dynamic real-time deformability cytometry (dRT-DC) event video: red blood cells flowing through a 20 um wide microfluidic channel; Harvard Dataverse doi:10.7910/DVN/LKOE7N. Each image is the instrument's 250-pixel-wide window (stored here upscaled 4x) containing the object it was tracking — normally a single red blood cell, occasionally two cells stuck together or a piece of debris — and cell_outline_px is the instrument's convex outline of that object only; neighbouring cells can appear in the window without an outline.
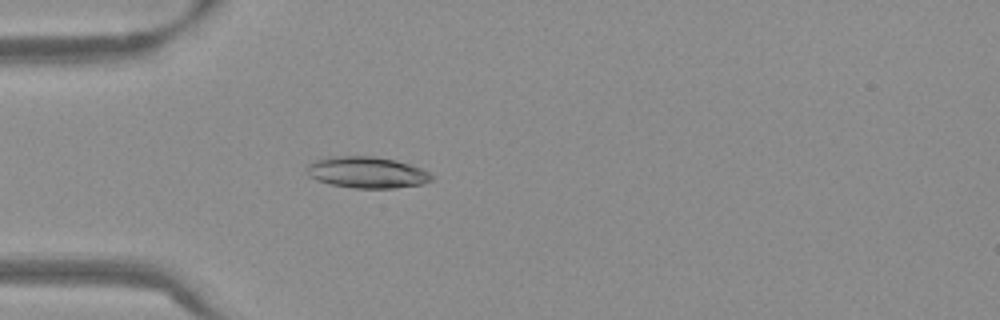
{"species": "Egyptian fruit bat (a non-hibernating species)", "species_latin": "Rousettus aegyptiacus", "temperature_condition": "warm", "stored_images_in_passage": 46, "camera_frame_rate_fps": 3000, "um_per_image_px": 0.085, "frame": {"image": 1, "passage_image": 9, "time_ms": 2.667, "image_size_px": [1000, 320], "cell_outline_px": [[432, 180], [420, 184], [396, 188], [352, 188], [332, 184], [316, 180], [308, 176], [308, 164], [316, 160], [332, 156], [372, 156], [396, 160], [420, 168], [428, 172], [432, 176]], "centroid_in_image_um": [31.17, 14.65], "position_along_channel_um": 53.8, "area_um2": 22.6}}
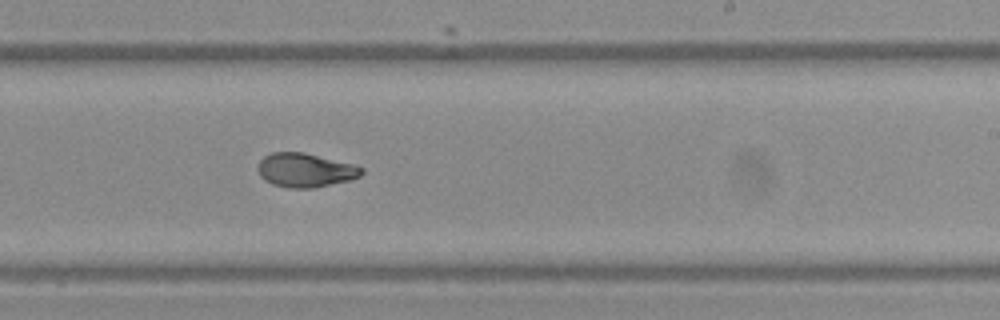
{"frame": {"image": 2, "passage_image": 26, "time_ms": 8.333, "image_size_px": [1000, 320], "cell_outline_px": [[364, 172], [360, 176], [352, 180], [312, 188], [288, 188], [272, 184], [264, 180], [260, 176], [256, 168], [260, 160], [264, 156], [272, 152], [304, 152], [356, 164], [364, 168]], "centroid_in_image_um": [25.97, 14.46], "position_along_channel_um": 263.0, "area_um2": 20.92}}
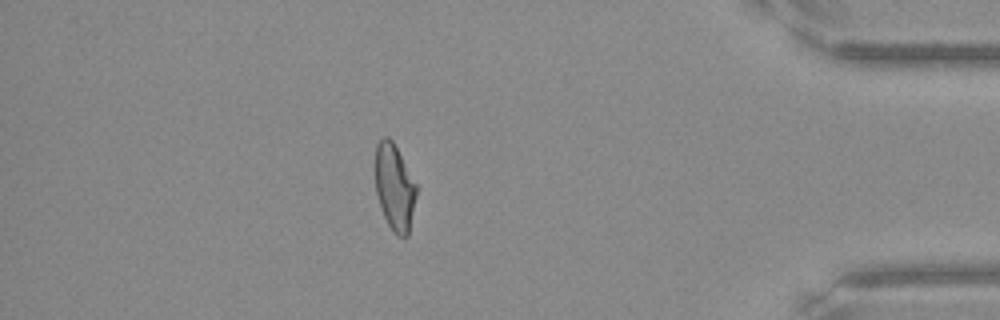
{"frame": {"image": 3, "passage_image": 40, "time_ms": 13.0, "image_size_px": [1000, 320], "cell_outline_px": [[416, 196], [408, 236], [396, 236], [392, 232], [384, 216], [376, 192], [376, 144], [384, 136], [388, 136], [392, 140], [416, 184]], "centroid_in_image_um": [33.53, 15.94], "position_along_channel_um": 401.7, "area_um2": 20.35}, "authors_computed_cell_mechanics": {"area_um2": 21.4149, "velocity_mm_per_s": 3.8297, "shape_relaxation_time_tau1_ms": 5.5318, "shape_relaxation_time_tau2_ms": 1.9005, "deformation_change_tau1": 0.1735, "deformation_change_tau2": 0.0502}}